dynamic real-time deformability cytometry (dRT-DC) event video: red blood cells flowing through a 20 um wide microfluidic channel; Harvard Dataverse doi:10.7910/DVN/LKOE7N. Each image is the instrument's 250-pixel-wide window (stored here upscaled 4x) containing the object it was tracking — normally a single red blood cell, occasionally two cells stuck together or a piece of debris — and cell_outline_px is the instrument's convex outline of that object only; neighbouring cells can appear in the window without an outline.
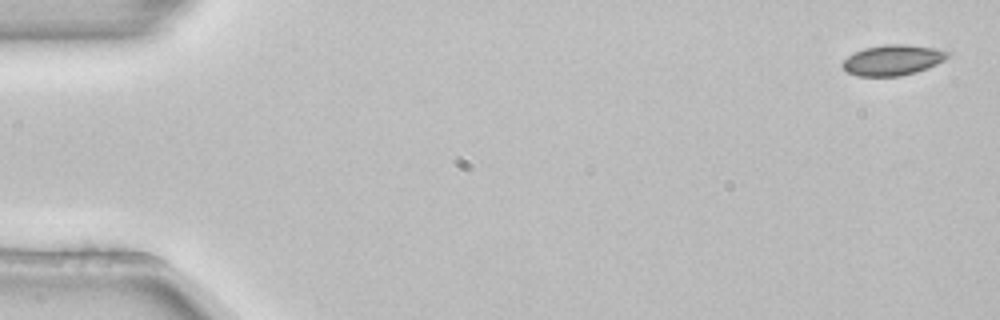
{"species": "common noctule bat (a hibernating species)", "species_latin": "Nyctalus noctula", "temperature_condition": "room temperature", "stored_images_in_passage": 6, "camera_frame_rate_fps": 3000, "um_per_image_px": 0.085, "animal": {"sex": "female", "body_mass_g": 22.7, "forearm_length_mm": 54.2}, "frame": {"image": 1, "passage_image": 1, "time_ms": 0.0, "image_size_px": [1000, 320], "cell_outline_px": [[952, 52], [944, 60], [936, 64], [916, 72], [900, 76], [856, 76], [848, 72], [844, 68], [844, 60], [848, 56], [864, 48], [888, 44], [900, 44], [932, 48]], "centroid_in_image_um": [75.89, 5.11], "position_along_channel_um": 9.1, "area_um2": 18.32}}
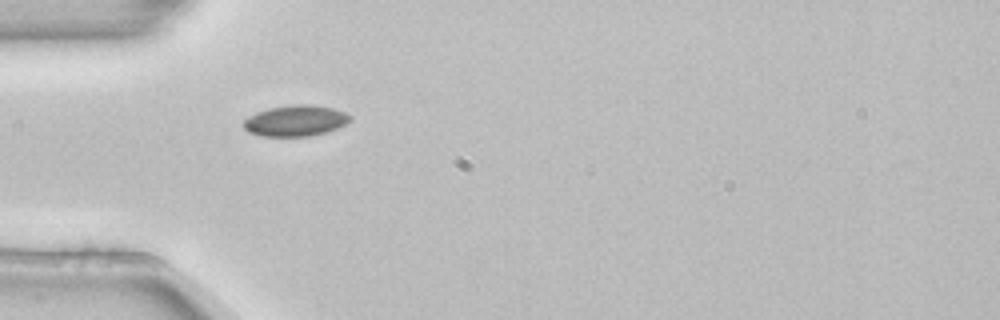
{"frame": {"image": 2, "passage_image": 5, "time_ms": 1.333, "image_size_px": [1000, 320], "cell_outline_px": [[352, 116], [344, 124], [336, 128], [324, 132], [308, 136], [260, 136], [248, 132], [244, 128], [244, 120], [248, 116], [256, 112], [268, 108], [292, 104], [312, 104], [332, 108], [344, 112]], "centroid_in_image_um": [25.07, 10.25], "position_along_channel_um": 59.9, "area_um2": 19.13}}